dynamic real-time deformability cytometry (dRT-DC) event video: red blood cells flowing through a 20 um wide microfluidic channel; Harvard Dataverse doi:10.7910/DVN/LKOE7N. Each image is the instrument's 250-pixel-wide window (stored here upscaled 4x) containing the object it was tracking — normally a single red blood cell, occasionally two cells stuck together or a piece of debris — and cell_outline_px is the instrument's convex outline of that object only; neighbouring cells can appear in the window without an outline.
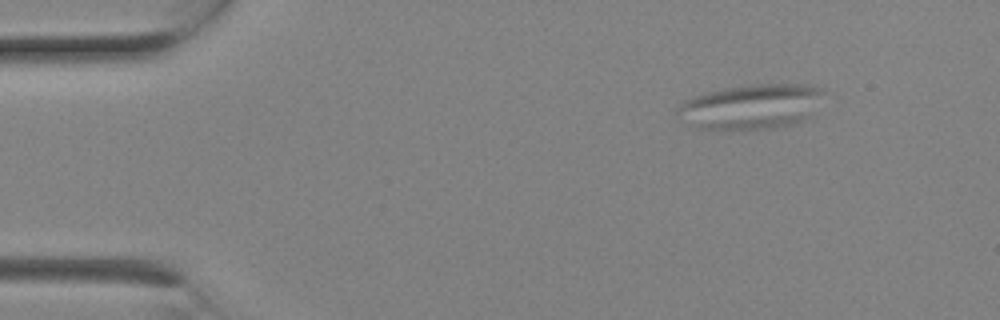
{"species": "Egyptian fruit bat (a non-hibernating species)", "species_latin": "Rousettus aegyptiacus", "temperature_condition": "room temperature", "stored_images_in_passage": 2, "camera_frame_rate_fps": 3000, "um_per_image_px": 0.085, "animal": {"sex": "female"}, "frame": {"image": 1, "passage_image": 1, "time_ms": 0.0, "image_size_px": [1000, 320], "cell_outline_px": [[824, 92], [808, 116], [804, 120], [796, 124], [784, 128], [740, 132], [700, 128], [692, 124], [676, 112], [676, 108], [684, 100], [692, 96], [724, 88], [752, 84], [812, 84], [824, 88]], "centroid_in_image_um": [63.87, 9.09], "position_along_channel_um": 21.1, "area_um2": 39.02}}
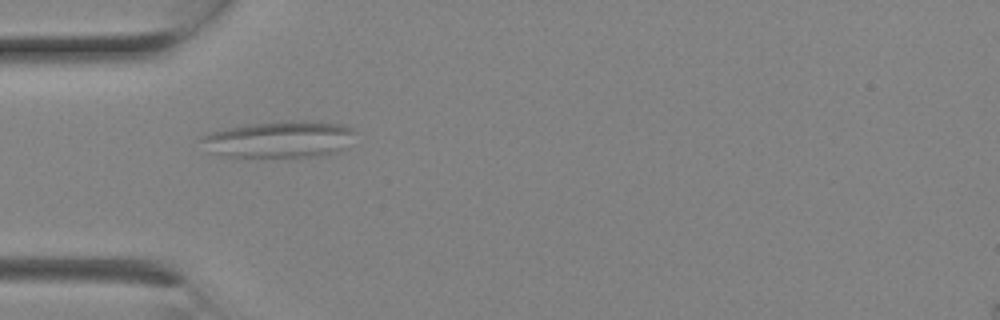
{"frame": {"image": 2, "passage_image": 2, "time_ms": 0.333, "image_size_px": [1000, 320], "cell_outline_px": [[356, 132], [336, 152], [320, 156], [292, 160], [284, 160], [220, 156], [208, 152], [200, 140], [200, 136], [208, 132], [228, 128], [252, 124], [288, 120], [312, 120], [340, 124], [352, 128]], "centroid_in_image_um": [23.67, 11.9], "position_along_channel_um": 61.3, "area_um2": 34.1}}